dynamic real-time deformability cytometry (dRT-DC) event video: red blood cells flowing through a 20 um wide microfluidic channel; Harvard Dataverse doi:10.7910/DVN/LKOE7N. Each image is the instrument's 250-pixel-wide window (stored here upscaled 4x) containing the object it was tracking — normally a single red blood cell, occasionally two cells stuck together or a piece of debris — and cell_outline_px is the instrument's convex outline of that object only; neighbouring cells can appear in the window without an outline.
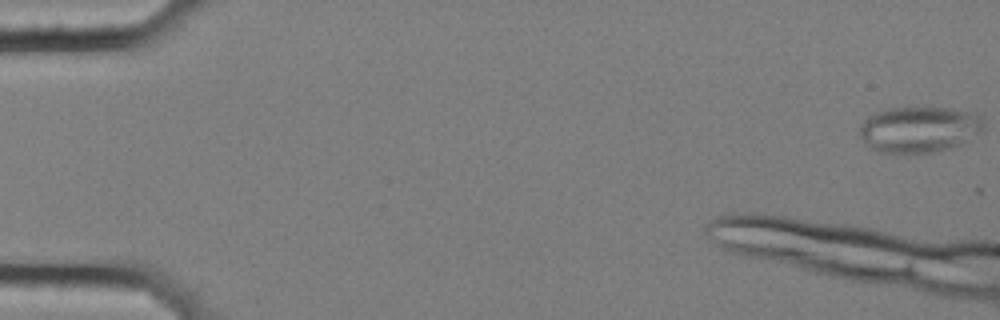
{"species": "common noctule bat (a hibernating species)", "species_latin": "Nyctalus noctula", "temperature_condition": "cold", "stored_images_in_passage": 10, "camera_frame_rate_fps": 3000, "um_per_image_px": 0.085, "animal": {"sex": "female", "body_mass_g": 25.1}, "frame": {"image": 1, "passage_image": 1, "time_ms": 0.0, "image_size_px": [1000, 320], "cell_outline_px": [[984, 128], [980, 132], [960, 144], [948, 148], [932, 152], [880, 152], [868, 148], [864, 144], [860, 136], [860, 124], [868, 116], [876, 112], [892, 108], [948, 108], [976, 112], [984, 116]], "centroid_in_image_um": [78.14, 10.98], "position_along_channel_um": 6.9, "area_um2": 33.29}}